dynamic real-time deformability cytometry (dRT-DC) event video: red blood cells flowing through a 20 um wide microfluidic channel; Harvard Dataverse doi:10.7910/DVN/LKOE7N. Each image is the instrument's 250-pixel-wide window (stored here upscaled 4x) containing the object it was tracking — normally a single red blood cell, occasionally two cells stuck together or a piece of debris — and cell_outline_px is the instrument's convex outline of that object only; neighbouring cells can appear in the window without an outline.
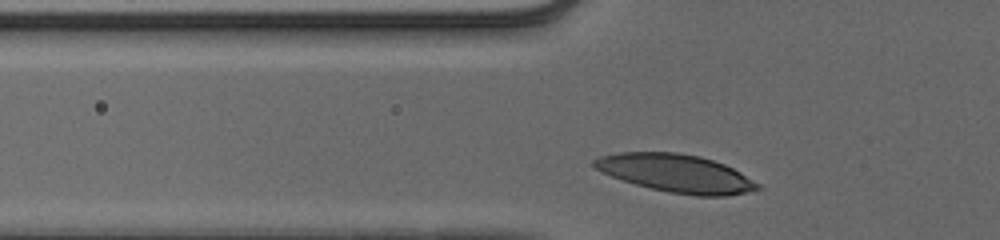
{"species": "human", "species_latin": "Homo sapiens", "temperature_condition": "cold", "stored_images_in_passage": 29, "camera_frame_rate_fps": 3000, "um_per_image_px": 0.085, "donor": {"sex": "male"}, "frame": {"image": 1, "passage_image": 3, "time_ms": 0.667, "image_size_px": [1000, 240], "cell_outline_px": [[760, 188], [748, 192], [728, 196], [696, 196], [668, 192], [636, 184], [612, 176], [596, 168], [592, 164], [592, 160], [600, 156], [620, 152], [676, 152], [700, 156], [724, 164], [740, 172], [760, 184]], "centroid_in_image_um": [57.49, 14.73], "position_along_channel_um": 68.3, "area_um2": 35.95}}
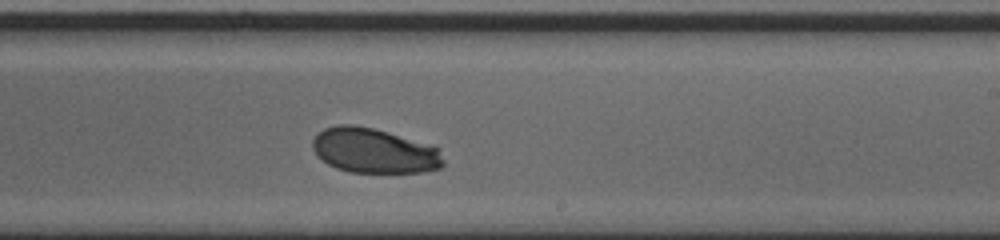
{"frame": {"image": 2, "passage_image": 18, "time_ms": 5.667, "image_size_px": [1000, 240], "cell_outline_px": [[444, 164], [440, 168], [424, 172], [348, 172], [336, 168], [328, 164], [312, 148], [312, 140], [324, 128], [340, 124], [352, 124], [372, 128], [388, 132], [428, 144], [440, 148], [444, 160]], "centroid_in_image_um": [31.83, 12.81], "position_along_channel_um": 257.2, "area_um2": 34.1}}
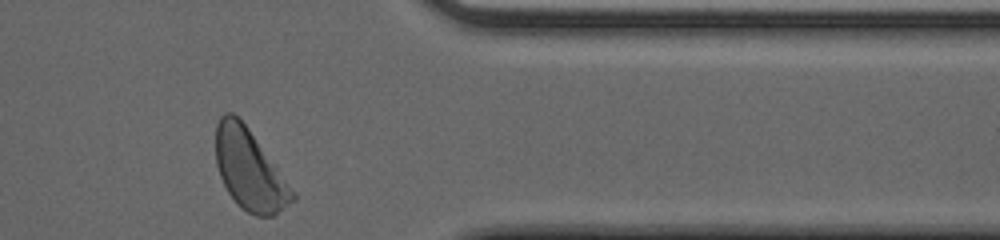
{"frame": {"image": 3, "passage_image": 29, "time_ms": 9.333, "image_size_px": [1000, 240], "cell_outline_px": [[296, 200], [272, 216], [256, 216], [248, 212], [236, 204], [228, 192], [220, 176], [216, 164], [216, 124], [220, 116], [224, 112], [232, 112], [248, 128], [276, 164], [296, 196]], "centroid_in_image_um": [21.2, 14.43], "position_along_channel_um": 390.2, "area_um2": 35.78}, "authors_computed_cell_mechanics": {"area_um2": 35.1424, "velocity_mm_per_s": 3.8816, "shape_relaxation_time_tau1_ms": 4.5046, "shape_relaxation_time_tau2_ms": null, "deformation_change_tau1": 0.2114, "deformation_change_tau2": null}}